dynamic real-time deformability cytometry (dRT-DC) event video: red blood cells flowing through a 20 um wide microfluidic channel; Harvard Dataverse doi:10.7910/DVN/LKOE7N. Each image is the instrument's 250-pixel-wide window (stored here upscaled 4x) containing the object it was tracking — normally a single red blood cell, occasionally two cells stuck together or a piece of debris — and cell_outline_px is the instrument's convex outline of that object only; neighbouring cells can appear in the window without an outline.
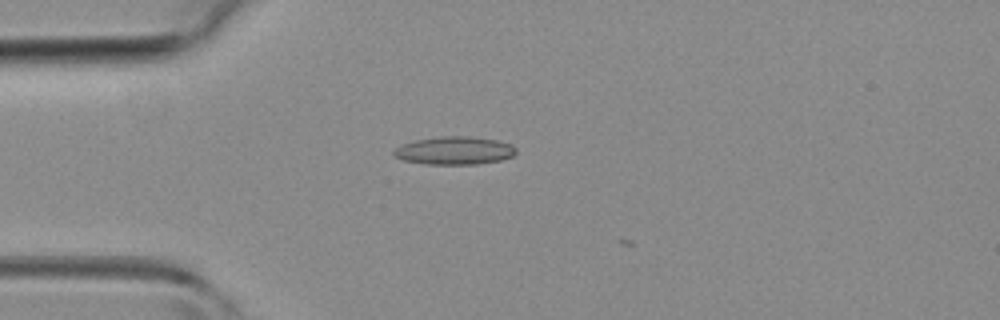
{"species": "common noctule bat (a hibernating species)", "species_latin": "Nyctalus noctula", "temperature_condition": "room temperature", "stored_images_in_passage": 4, "camera_frame_rate_fps": 3000, "um_per_image_px": 0.085, "animal": {"sex": "female", "body_mass_g": 19.3, "forearm_length_mm": 54.1}, "frame": {"image": 1, "passage_image": 3, "time_ms": 0.667, "image_size_px": [1000, 320], "cell_outline_px": [[516, 152], [512, 156], [500, 160], [476, 164], [424, 164], [404, 160], [392, 156], [392, 152], [396, 148], [404, 144], [416, 140], [440, 136], [464, 136], [496, 140], [512, 144], [516, 148]], "centroid_in_image_um": [38.62, 12.8], "position_along_channel_um": 46.4, "area_um2": 19.83}}